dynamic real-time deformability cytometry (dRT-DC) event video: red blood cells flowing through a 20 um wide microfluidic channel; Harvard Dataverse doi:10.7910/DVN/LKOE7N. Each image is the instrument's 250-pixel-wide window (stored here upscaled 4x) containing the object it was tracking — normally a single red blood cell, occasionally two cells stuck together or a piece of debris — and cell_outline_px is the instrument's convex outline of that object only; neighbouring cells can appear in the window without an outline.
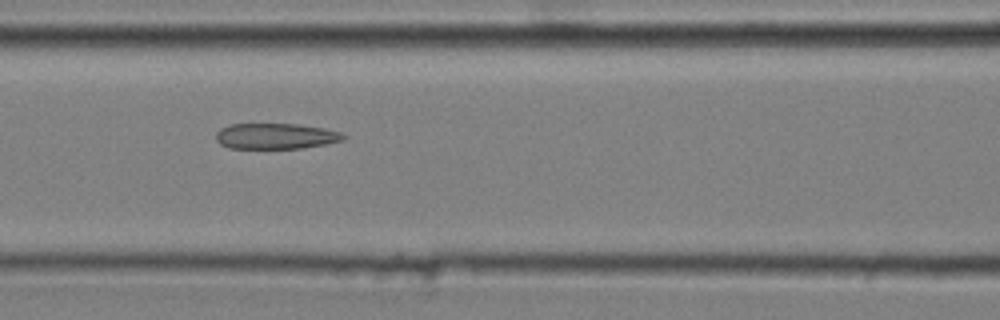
{"species": "common noctule bat (a hibernating species)", "species_latin": "Nyctalus noctula", "temperature_condition": "cold", "stored_images_in_passage": 9, "camera_frame_rate_fps": 3000, "um_per_image_px": 0.085, "animal": {"sex": "male", "body_mass_g": 20.4}, "frame": {"image": 1, "passage_image": 3, "time_ms": 0.667, "image_size_px": [1000, 320], "cell_outline_px": [[348, 136], [344, 140], [324, 144], [300, 148], [228, 148], [220, 144], [216, 140], [216, 132], [220, 128], [228, 124], [296, 124], [324, 128], [340, 132]], "centroid_in_image_um": [23.42, 11.56], "position_along_channel_um": 143.2, "area_um2": 19.13}}
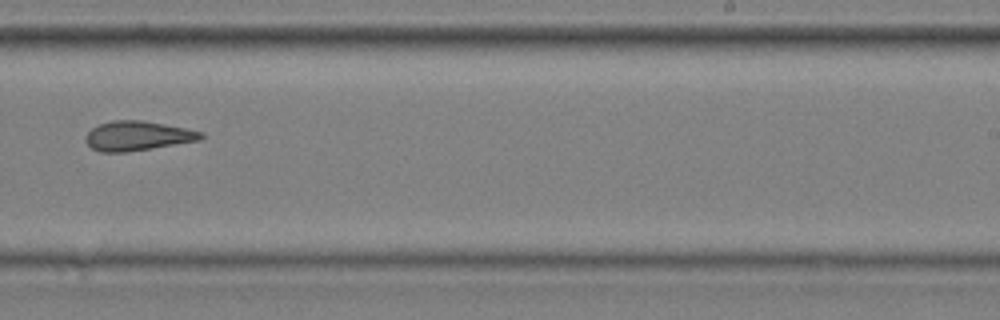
{"frame": {"image": 2, "passage_image": 6, "time_ms": 1.667, "image_size_px": [1000, 320], "cell_outline_px": [[204, 136], [200, 140], [128, 152], [100, 152], [92, 148], [84, 140], [84, 136], [92, 128], [100, 124], [112, 120], [140, 120], [164, 124], [204, 132]], "centroid_in_image_um": [11.67, 11.55], "position_along_channel_um": 277.3, "area_um2": 19.77}}
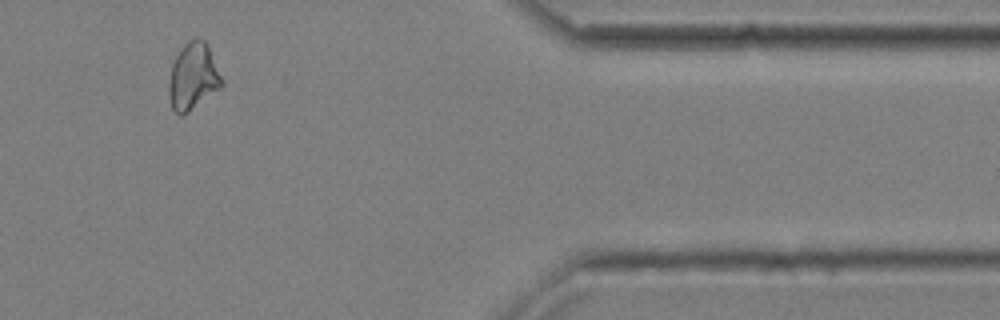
{"frame": {"image": 3, "passage_image": 9, "time_ms": 2.667, "image_size_px": [1000, 320], "cell_outline_px": [[224, 84], [220, 88], [184, 116], [180, 116], [172, 108], [168, 96], [168, 88], [172, 64], [180, 48], [188, 40], [196, 36], [200, 36], [208, 44], [224, 80]], "centroid_in_image_um": [16.43, 6.48], "position_along_channel_um": 395.0, "area_um2": 21.1}}